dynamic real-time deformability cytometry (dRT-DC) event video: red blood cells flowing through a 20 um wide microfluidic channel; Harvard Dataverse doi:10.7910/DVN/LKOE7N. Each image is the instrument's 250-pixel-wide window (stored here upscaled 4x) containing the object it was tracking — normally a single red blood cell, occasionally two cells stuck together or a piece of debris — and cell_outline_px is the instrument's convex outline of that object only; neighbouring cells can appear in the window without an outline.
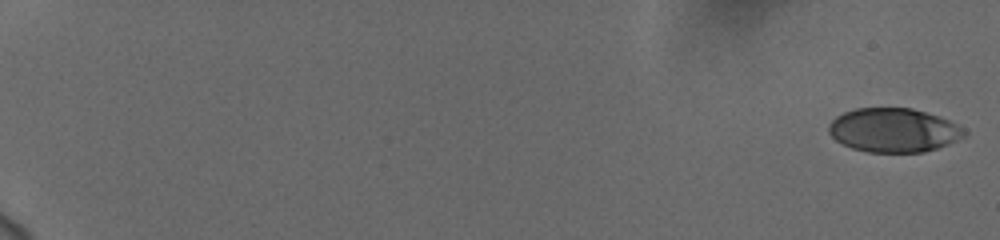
{"species": "human", "species_latin": "Homo sapiens", "temperature_condition": "cold", "stored_images_in_passage": 58, "camera_frame_rate_fps": 3000, "um_per_image_px": 0.085, "donor": {"sex": "female"}, "frame": {"image": 1, "passage_image": 1, "time_ms": 0.0, "image_size_px": [1000, 240], "cell_outline_px": [[968, 136], [948, 144], [924, 152], [868, 152], [852, 148], [836, 140], [828, 132], [828, 124], [836, 116], [844, 112], [856, 108], [912, 108], [940, 116], [964, 128], [968, 132]], "centroid_in_image_um": [75.98, 11.06], "position_along_channel_um": 9.0, "area_um2": 34.91}}
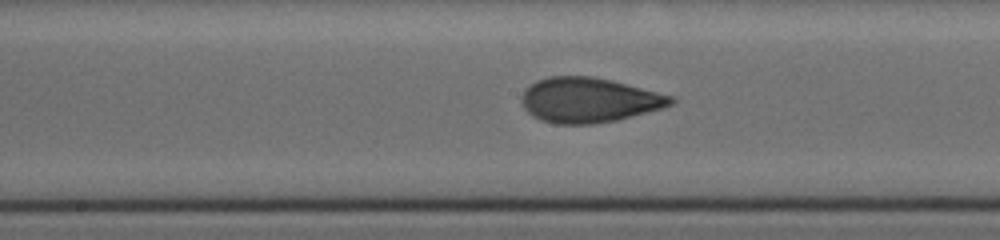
{"frame": {"image": 2, "passage_image": 34, "time_ms": 11.0, "image_size_px": [1000, 240], "cell_outline_px": [[676, 100], [672, 104], [660, 108], [632, 116], [616, 120], [592, 124], [556, 124], [540, 120], [532, 116], [524, 108], [520, 100], [520, 96], [524, 88], [536, 80], [548, 76], [592, 76], [612, 80], [672, 96]], "centroid_in_image_um": [49.98, 8.5], "position_along_channel_um": 198.2, "area_um2": 39.13}}
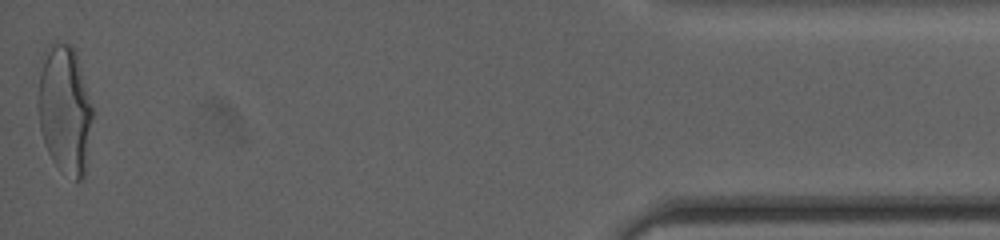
{"frame": {"image": 3, "passage_image": 58, "time_ms": 19.0, "image_size_px": [1000, 240], "cell_outline_px": [[92, 116], [84, 180], [76, 180], [56, 164], [52, 160], [44, 144], [40, 128], [40, 56], [48, 44], [56, 40], [72, 44], [76, 52], [92, 104]], "centroid_in_image_um": [5.51, 9.22], "position_along_channel_um": 429.7, "area_um2": 40.63}, "authors_computed_cell_mechanics": {"area_um2": 37.8012, "velocity_mm_per_s": 3.7407, "shape_relaxation_time_tau1_ms": 5.2645, "shape_relaxation_time_tau2_ms": 0.8232, "deformation_change_tau1": 0.1766, "deformation_change_tau2": 0.0608}}